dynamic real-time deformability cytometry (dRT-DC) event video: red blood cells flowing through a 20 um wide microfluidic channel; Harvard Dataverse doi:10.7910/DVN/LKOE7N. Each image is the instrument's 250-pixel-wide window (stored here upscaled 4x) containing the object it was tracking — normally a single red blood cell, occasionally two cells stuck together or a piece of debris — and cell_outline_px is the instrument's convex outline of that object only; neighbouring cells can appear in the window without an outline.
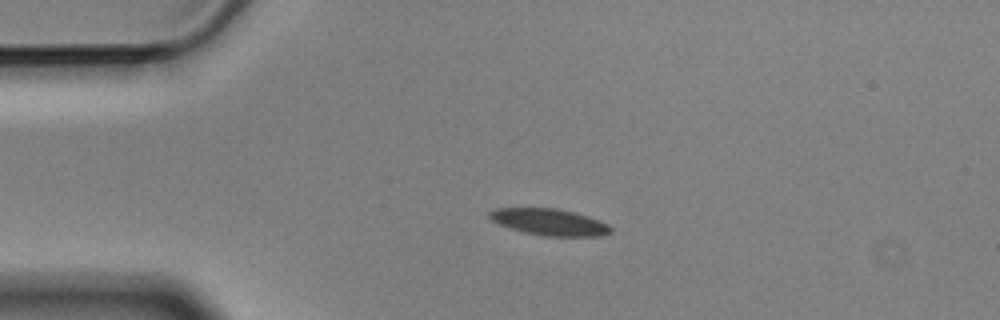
{"species": "Egyptian fruit bat (a non-hibernating species)", "species_latin": "Rousettus aegyptiacus", "temperature_condition": "cold", "stored_images_in_passage": 4, "camera_frame_rate_fps": 3000, "um_per_image_px": 0.085, "animal": {"sex": "male"}, "frame": {"image": 1, "passage_image": 3, "time_ms": 0.667, "image_size_px": [1000, 320], "cell_outline_px": [[612, 232], [600, 236], [544, 236], [524, 232], [500, 224], [492, 220], [488, 216], [488, 212], [496, 208], [556, 208], [572, 212], [608, 224], [612, 228]], "centroid_in_image_um": [46.68, 18.88], "position_along_channel_um": 38.3, "area_um2": 18.44}}